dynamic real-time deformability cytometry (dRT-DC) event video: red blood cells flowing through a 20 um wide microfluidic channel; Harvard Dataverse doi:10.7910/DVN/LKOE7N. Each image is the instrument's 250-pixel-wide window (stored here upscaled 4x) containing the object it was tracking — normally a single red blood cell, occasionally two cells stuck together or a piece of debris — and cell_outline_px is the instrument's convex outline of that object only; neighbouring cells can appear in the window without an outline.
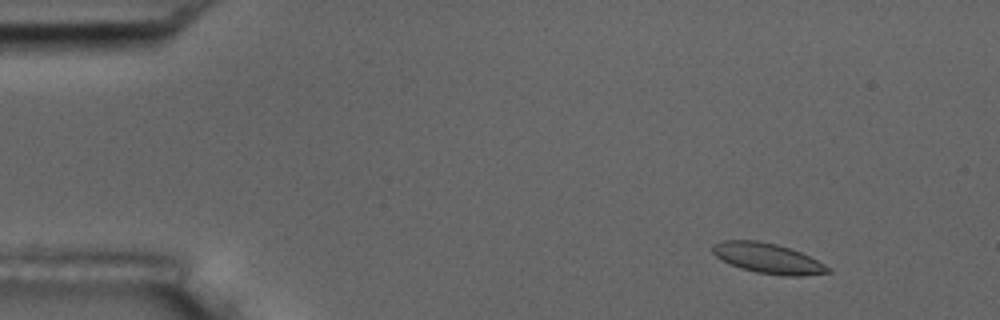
{"species": "common noctule bat (a hibernating species)", "species_latin": "Nyctalus noctula", "temperature_condition": "room temperature", "stored_images_in_passage": 4, "camera_frame_rate_fps": 3000, "um_per_image_px": 0.085, "animal": {"sex": "male", "body_mass_g": 17.5, "forearm_length_mm": 52.3}, "frame": {"image": 1, "passage_image": 2, "time_ms": 1.0, "image_size_px": [1000, 320], "cell_outline_px": [[832, 272], [804, 276], [784, 276], [756, 272], [732, 264], [716, 256], [712, 252], [712, 244], [724, 240], [756, 240], [776, 244], [800, 252], [832, 268]], "centroid_in_image_um": [65.29, 21.96], "position_along_channel_um": 19.7, "area_um2": 20.06}}
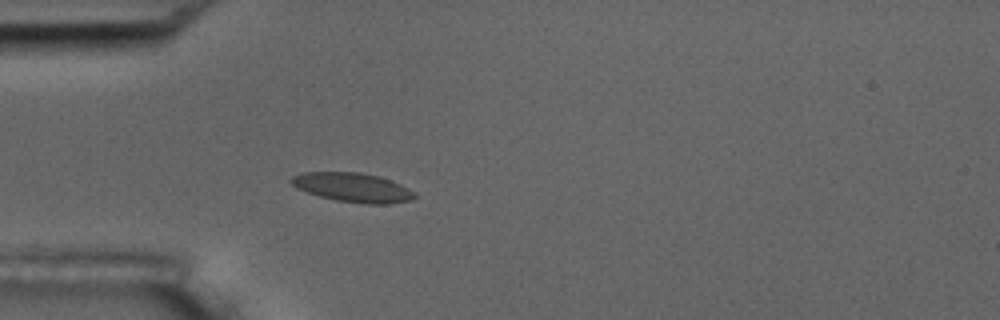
{"frame": {"image": 2, "passage_image": 4, "time_ms": 4.333, "image_size_px": [1000, 320], "cell_outline_px": [[416, 196], [412, 200], [388, 204], [368, 204], [336, 200], [320, 196], [308, 192], [292, 184], [288, 180], [292, 176], [304, 172], [356, 172], [376, 176], [392, 180], [408, 188]], "centroid_in_image_um": [29.99, 15.93], "position_along_channel_um": 55.0, "area_um2": 20.69}}